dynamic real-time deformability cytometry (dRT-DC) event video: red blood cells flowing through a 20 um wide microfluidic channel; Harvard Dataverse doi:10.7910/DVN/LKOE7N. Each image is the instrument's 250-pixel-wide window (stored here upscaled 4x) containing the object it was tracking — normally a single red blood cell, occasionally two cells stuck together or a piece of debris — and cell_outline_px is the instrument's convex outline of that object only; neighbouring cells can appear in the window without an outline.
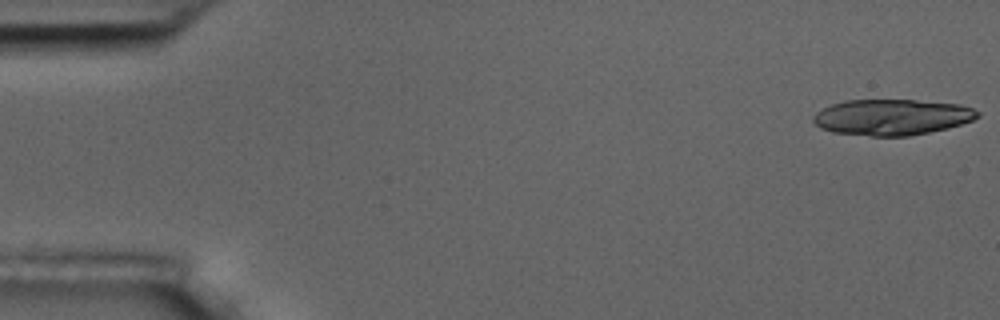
{"species": "common noctule bat (a hibernating species)", "species_latin": "Nyctalus noctula", "temperature_condition": "room temperature", "stored_images_in_passage": 15, "camera_frame_rate_fps": 3000, "um_per_image_px": 0.085, "animal": {"sex": "male", "body_mass_g": 17.5, "forearm_length_mm": 52.3}, "frame": {"image": 1, "passage_image": 1, "time_ms": 0.0, "image_size_px": [1000, 320], "cell_outline_px": [[980, 116], [972, 120], [948, 128], [908, 136], [872, 136], [832, 132], [820, 128], [812, 120], [812, 116], [816, 112], [832, 104], [844, 100], [916, 100], [960, 104], [972, 108], [980, 112]], "centroid_in_image_um": [75.8, 9.95], "position_along_channel_um": 9.2, "area_um2": 34.39}}
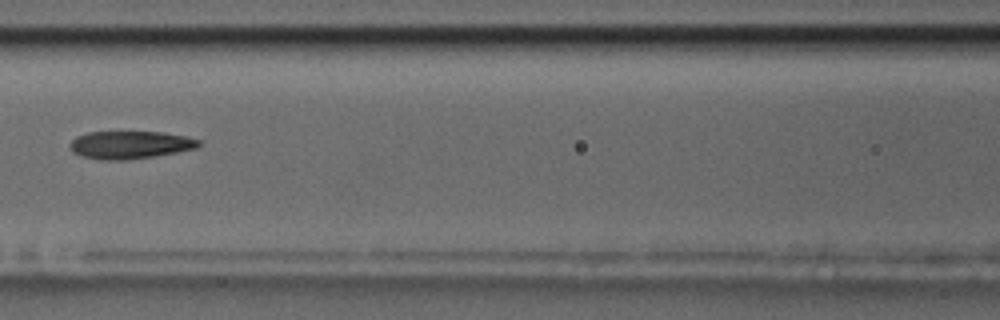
{"frame": {"image": 2, "passage_image": 7, "time_ms": 8.0, "image_size_px": [1000, 320], "cell_outline_px": [[204, 144], [196, 148], [156, 156], [128, 160], [100, 160], [80, 156], [72, 152], [68, 144], [76, 136], [88, 132], [164, 132], [184, 136], [200, 140]], "centroid_in_image_um": [11.04, 12.32], "position_along_channel_um": 155.6, "area_um2": 21.1}}
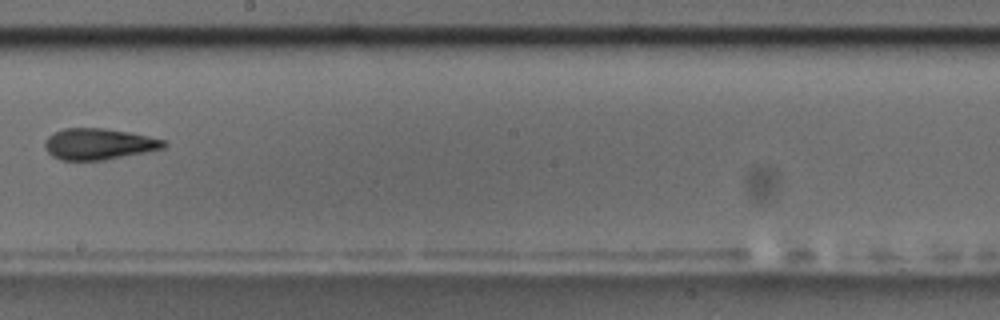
{"frame": {"image": 3, "passage_image": 9, "time_ms": 10.333, "image_size_px": [1000, 320], "cell_outline_px": [[168, 144], [164, 148], [148, 152], [104, 160], [60, 160], [52, 156], [44, 148], [44, 140], [48, 136], [64, 128], [104, 128], [128, 132], [168, 140]], "centroid_in_image_um": [8.42, 12.24], "position_along_channel_um": 239.8, "area_um2": 21.85}, "authors_computed_cell_mechanics": {"area_um2": 21.8484, "velocity_mm_per_s": 3.6352, "shape_relaxation_time_tau1_ms": 4.0826, "shape_relaxation_time_tau2_ms": 1.9756, "deformation_change_tau1": 0.1622, "deformation_change_tau2": 0.1097}}